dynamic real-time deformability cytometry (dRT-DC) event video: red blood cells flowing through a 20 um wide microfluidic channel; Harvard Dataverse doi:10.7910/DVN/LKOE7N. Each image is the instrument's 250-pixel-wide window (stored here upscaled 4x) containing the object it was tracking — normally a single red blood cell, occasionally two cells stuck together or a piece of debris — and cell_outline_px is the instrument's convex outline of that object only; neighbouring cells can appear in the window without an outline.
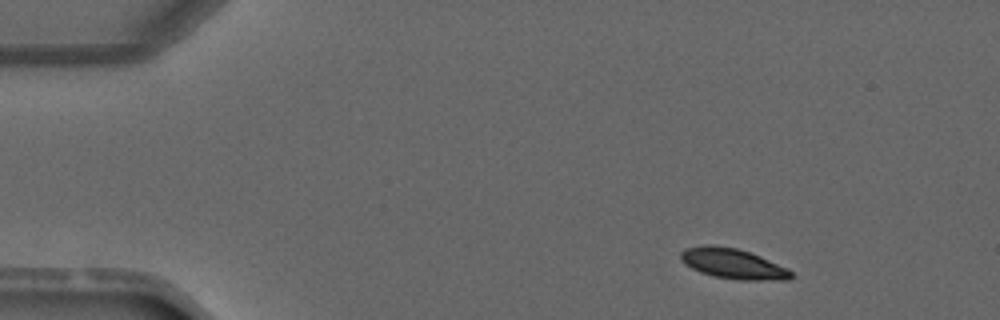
{"species": "common noctule bat (a hibernating species)", "species_latin": "Nyctalus noctula", "temperature_condition": "warm", "stored_images_in_passage": 3, "camera_frame_rate_fps": 3000, "um_per_image_px": 0.085, "animal": {"sex": "male", "forearm_length_mm": 52.5}, "frame": {"image": 1, "passage_image": 1, "time_ms": 0.0, "image_size_px": [1000, 320], "cell_outline_px": [[792, 280], [740, 280], [716, 276], [700, 272], [684, 264], [680, 260], [680, 252], [684, 248], [704, 244], [712, 244], [736, 248], [760, 256], [788, 268], [792, 272]], "centroid_in_image_um": [62.28, 22.4], "position_along_channel_um": 22.7, "area_um2": 19.59}}
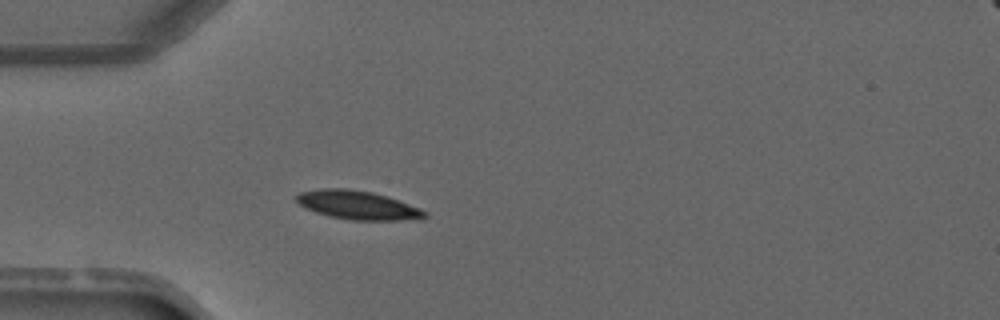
{"frame": {"image": 2, "passage_image": 3, "time_ms": 2.333, "image_size_px": [1000, 320], "cell_outline_px": [[428, 216], [400, 220], [352, 220], [328, 216], [304, 208], [296, 200], [296, 196], [300, 192], [320, 188], [348, 188], [372, 192], [388, 196], [420, 208], [428, 212]], "centroid_in_image_um": [30.38, 17.42], "position_along_channel_um": 54.6, "area_um2": 21.44}}